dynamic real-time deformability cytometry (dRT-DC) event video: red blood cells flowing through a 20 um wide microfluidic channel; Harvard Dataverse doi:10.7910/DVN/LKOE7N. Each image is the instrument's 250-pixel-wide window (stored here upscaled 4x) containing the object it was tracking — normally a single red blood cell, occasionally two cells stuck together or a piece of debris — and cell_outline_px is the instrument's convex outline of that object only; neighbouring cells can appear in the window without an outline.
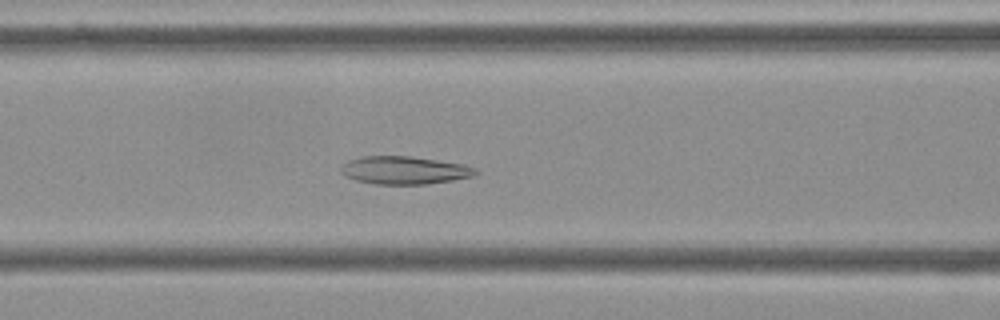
{"species": "Egyptian fruit bat (a non-hibernating species)", "species_latin": "Rousettus aegyptiacus", "temperature_condition": "cold", "stored_images_in_passage": 41, "camera_frame_rate_fps": 3000, "um_per_image_px": 0.085, "frame": {"image": 1, "passage_image": 8, "time_ms": 2.333, "image_size_px": [1000, 320], "cell_outline_px": [[480, 172], [472, 176], [452, 180], [428, 184], [376, 184], [356, 180], [344, 176], [340, 172], [340, 168], [348, 160], [364, 156], [408, 156], [464, 164], [476, 168]], "centroid_in_image_um": [34.37, 14.47], "position_along_channel_um": 132.2, "area_um2": 21.85}}
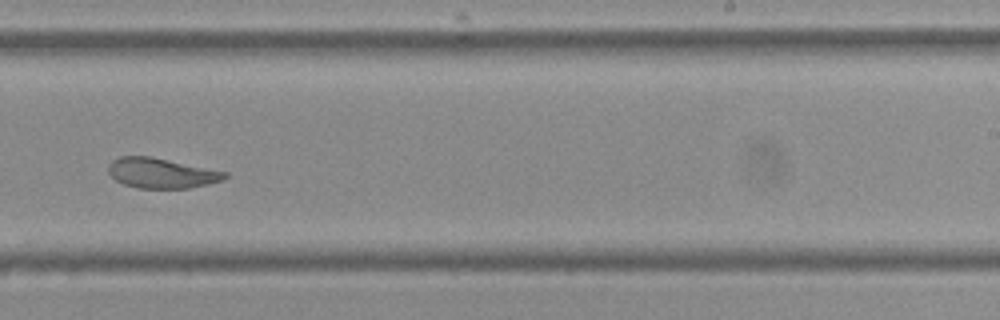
{"frame": {"image": 2, "passage_image": 20, "time_ms": 6.333, "image_size_px": [1000, 320], "cell_outline_px": [[228, 176], [220, 180], [208, 184], [188, 188], [136, 188], [124, 184], [116, 180], [108, 172], [108, 164], [112, 160], [120, 156], [148, 156], [228, 172]], "centroid_in_image_um": [13.69, 14.71], "position_along_channel_um": 275.3, "area_um2": 20.23}}
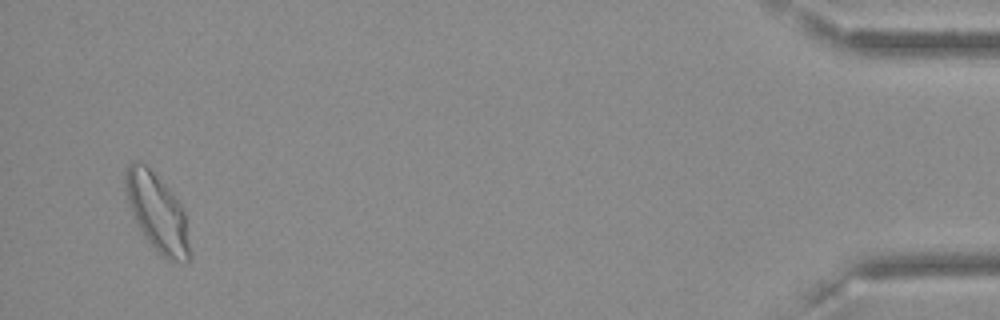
{"frame": {"image": 3, "passage_image": 39, "time_ms": 12.667, "image_size_px": [1000, 320], "cell_outline_px": [[192, 256], [188, 264], [184, 264], [164, 260], [148, 240], [140, 228], [132, 212], [124, 188], [124, 172], [128, 164], [132, 160], [136, 160], [144, 164], [168, 188], [184, 208]], "centroid_in_image_um": [13.41, 18.13], "position_along_channel_um": 421.8, "area_um2": 29.36}, "authors_computed_cell_mechanics": {"area_um2": 22.4842, "velocity_mm_per_s": 3.5806, "shape_relaxation_time_tau1_ms": null, "shape_relaxation_time_tau2_ms": 2.7996, "deformation_change_tau1": null, "deformation_change_tau2": 0.0715}}